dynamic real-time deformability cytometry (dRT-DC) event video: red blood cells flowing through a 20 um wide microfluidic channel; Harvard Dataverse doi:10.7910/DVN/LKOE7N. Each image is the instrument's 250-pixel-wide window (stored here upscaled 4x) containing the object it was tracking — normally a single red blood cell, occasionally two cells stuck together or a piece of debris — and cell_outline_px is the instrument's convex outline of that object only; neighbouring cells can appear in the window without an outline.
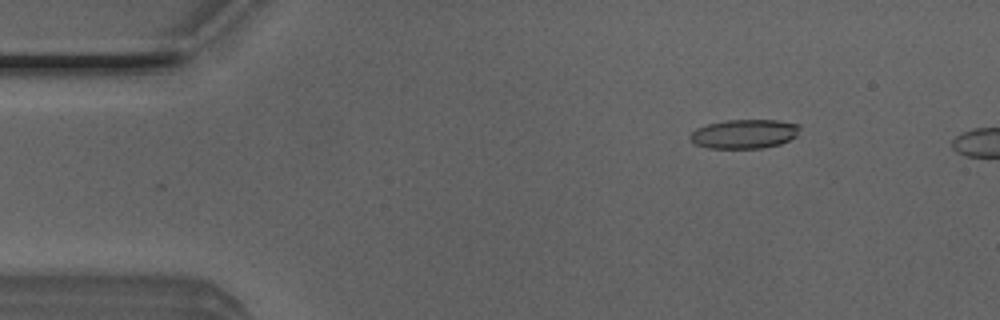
{"species": "Egyptian fruit bat (a non-hibernating species)", "species_latin": "Rousettus aegyptiacus", "temperature_condition": "room temperature", "stored_images_in_passage": 46, "camera_frame_rate_fps": 3000, "um_per_image_px": 0.085, "animal": {"sex": "male"}, "frame": {"image": 1, "passage_image": 7, "time_ms": 2.0, "image_size_px": [1000, 320], "cell_outline_px": [[800, 128], [796, 136], [780, 144], [764, 148], [708, 148], [692, 144], [688, 140], [688, 136], [696, 128], [708, 124], [728, 120], [776, 120], [800, 124]], "centroid_in_image_um": [63.22, 11.39], "position_along_channel_um": 21.8, "area_um2": 18.79}}
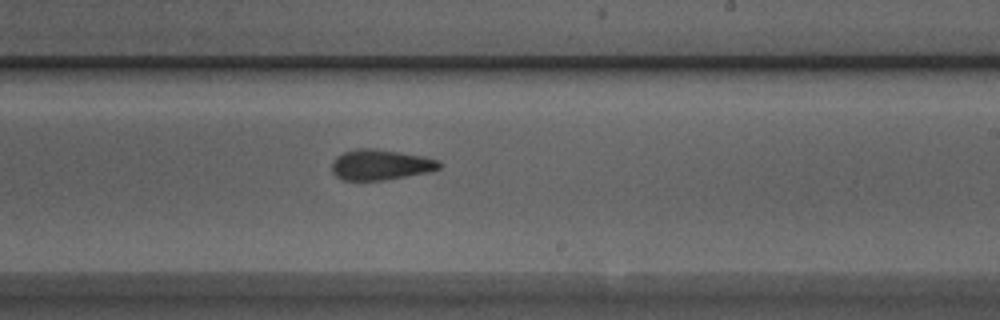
{"frame": {"image": 2, "passage_image": 30, "time_ms": 9.667, "image_size_px": [1000, 320], "cell_outline_px": [[444, 164], [440, 168], [428, 172], [384, 180], [340, 180], [332, 172], [332, 160], [336, 156], [344, 152], [356, 148], [376, 148], [424, 156], [440, 160]], "centroid_in_image_um": [32.35, 13.99], "position_along_channel_um": 256.7, "area_um2": 19.36}}
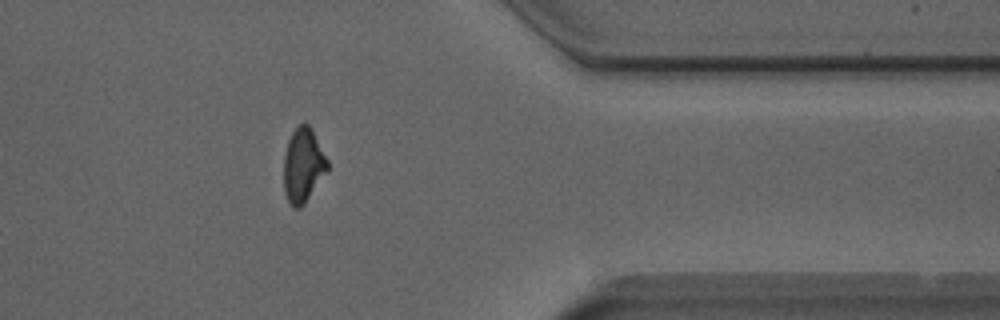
{"frame": {"image": 3, "passage_image": 41, "time_ms": 13.333, "image_size_px": [1000, 320], "cell_outline_px": [[328, 168], [304, 204], [300, 208], [292, 208], [288, 204], [284, 192], [284, 152], [288, 140], [292, 132], [304, 120], [312, 128], [328, 160]], "centroid_in_image_um": [25.74, 14.04], "position_along_channel_um": 385.7, "area_um2": 19.02}}